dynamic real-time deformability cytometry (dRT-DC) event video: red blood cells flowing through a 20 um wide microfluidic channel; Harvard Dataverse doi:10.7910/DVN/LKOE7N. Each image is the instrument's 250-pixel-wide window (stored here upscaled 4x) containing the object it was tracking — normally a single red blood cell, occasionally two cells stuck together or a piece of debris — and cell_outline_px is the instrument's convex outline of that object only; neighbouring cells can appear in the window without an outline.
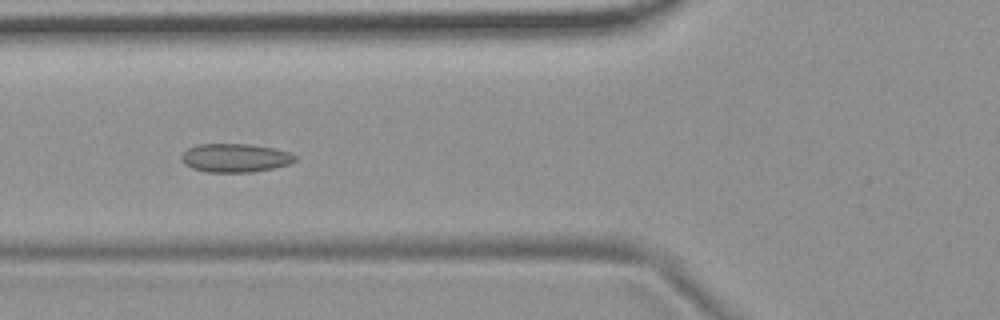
{"species": "common noctule bat (a hibernating species)", "species_latin": "Nyctalus noctula", "temperature_condition": "room temperature", "stored_images_in_passage": 56, "camera_frame_rate_fps": 3000, "um_per_image_px": 0.085, "animal": {"sex": "female", "body_mass_g": 19.9}, "frame": {"image": 1, "passage_image": 21, "time_ms": 6.667, "image_size_px": [1000, 320], "cell_outline_px": [[296, 160], [288, 164], [272, 168], [252, 172], [208, 172], [192, 168], [184, 164], [180, 160], [180, 156], [188, 148], [196, 144], [252, 144], [272, 148], [288, 152], [296, 156]], "centroid_in_image_um": [19.94, 13.41], "position_along_channel_um": 105.9, "area_um2": 18.9}}
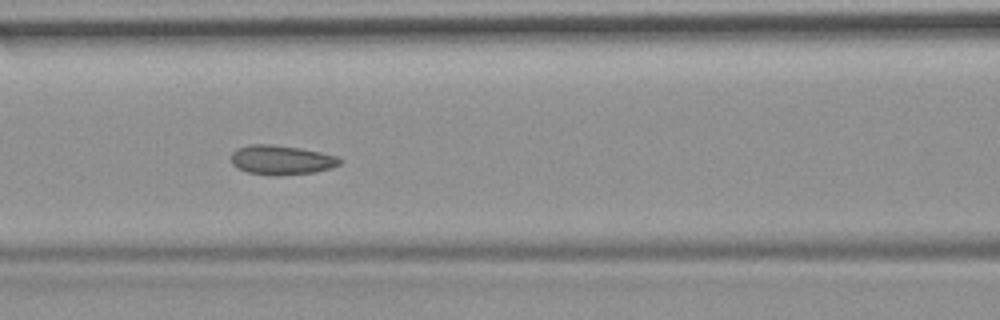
{"frame": {"image": 2, "passage_image": 24, "time_ms": 7.667, "image_size_px": [1000, 320], "cell_outline_px": [[344, 160], [340, 164], [332, 168], [316, 172], [280, 176], [272, 176], [248, 172], [236, 168], [232, 164], [232, 152], [236, 148], [252, 144], [268, 144], [300, 148], [340, 156]], "centroid_in_image_um": [23.96, 13.61], "position_along_channel_um": 142.6, "area_um2": 18.96}}
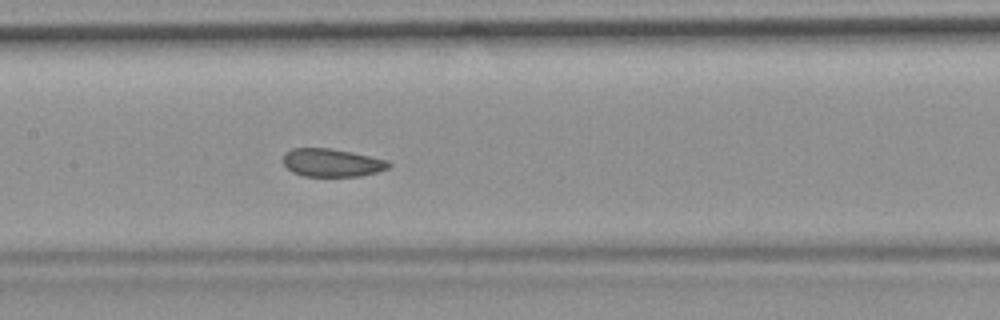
{"frame": {"image": 3, "passage_image": 27, "time_ms": 8.667, "image_size_px": [1000, 320], "cell_outline_px": [[392, 164], [388, 168], [376, 172], [360, 176], [304, 176], [292, 172], [284, 164], [284, 152], [292, 148], [332, 148], [352, 152], [388, 160]], "centroid_in_image_um": [28.21, 13.82], "position_along_channel_um": 179.2, "area_um2": 17.28}, "authors_computed_cell_mechanics": {"area_um2": 18.9873, "velocity_mm_per_s": 3.6698, "shape_relaxation_time_tau1_ms": null, "shape_relaxation_time_tau2_ms": 1.4472, "deformation_change_tau1": null, "deformation_change_tau2": 0.0622}}